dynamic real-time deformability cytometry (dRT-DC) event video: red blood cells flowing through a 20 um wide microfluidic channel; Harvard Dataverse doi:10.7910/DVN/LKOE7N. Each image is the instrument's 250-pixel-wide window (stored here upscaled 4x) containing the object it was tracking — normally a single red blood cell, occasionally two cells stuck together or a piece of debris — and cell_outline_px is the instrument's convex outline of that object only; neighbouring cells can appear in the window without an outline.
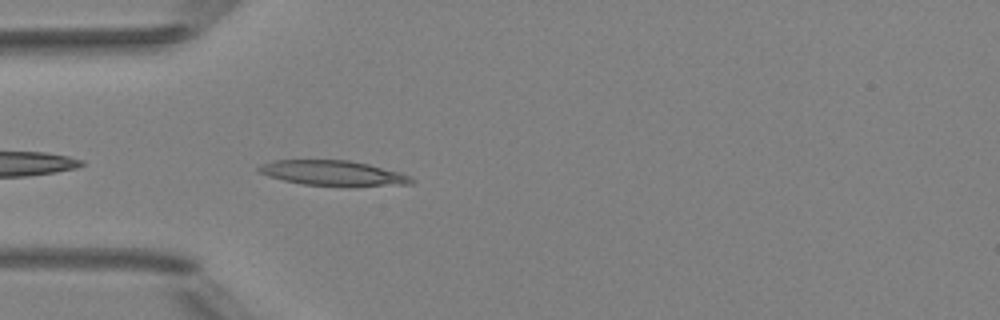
{"species": "Egyptian fruit bat (a non-hibernating species)", "species_latin": "Rousettus aegyptiacus", "temperature_condition": "room temperature", "stored_images_in_passage": 4, "camera_frame_rate_fps": 3000, "um_per_image_px": 0.085, "animal": {"sex": "female"}, "frame": {"image": 1, "passage_image": 4, "time_ms": 3.333, "image_size_px": [1000, 320], "cell_outline_px": [[416, 180], [412, 184], [356, 188], [348, 188], [304, 184], [284, 180], [268, 176], [260, 172], [256, 168], [260, 164], [276, 160], [348, 160], [368, 164], [400, 172]], "centroid_in_image_um": [28.38, 14.75], "position_along_channel_um": 56.6, "area_um2": 23.0}}